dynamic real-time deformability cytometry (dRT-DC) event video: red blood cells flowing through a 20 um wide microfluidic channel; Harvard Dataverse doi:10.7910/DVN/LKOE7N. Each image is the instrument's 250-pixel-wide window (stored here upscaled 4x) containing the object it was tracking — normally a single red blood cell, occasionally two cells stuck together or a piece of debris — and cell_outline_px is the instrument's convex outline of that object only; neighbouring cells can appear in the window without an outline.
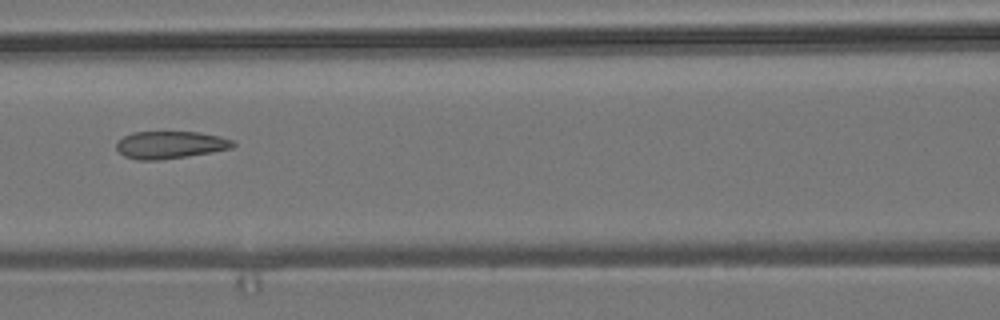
{"species": "common noctule bat (a hibernating species)", "species_latin": "Nyctalus noctula", "temperature_condition": "room temperature", "stored_images_in_passage": 8, "camera_frame_rate_fps": 3000, "um_per_image_px": 0.085, "animal": {"sex": "male", "body_mass_g": 19.2, "forearm_length_mm": 51.8}, "frame": {"image": 1, "passage_image": 6, "time_ms": 1.667, "image_size_px": [1000, 320], "cell_outline_px": [[236, 144], [232, 148], [212, 152], [188, 156], [160, 160], [136, 160], [124, 156], [116, 148], [116, 144], [124, 136], [132, 132], [200, 132], [220, 136], [232, 140]], "centroid_in_image_um": [14.48, 12.31], "position_along_channel_um": 152.1, "area_um2": 18.67}}
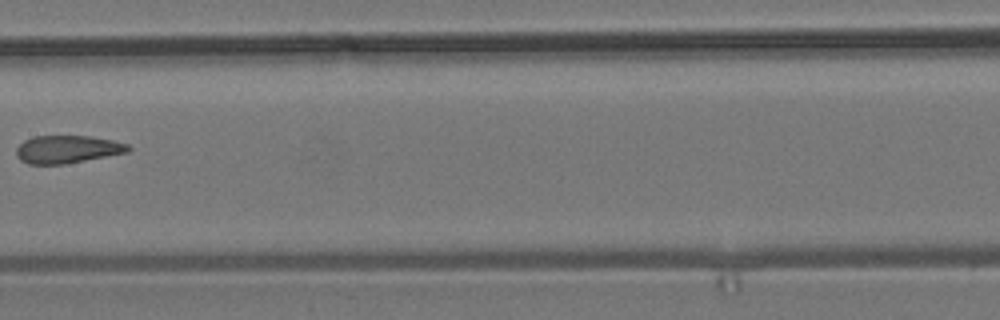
{"frame": {"image": 2, "passage_image": 7, "time_ms": 2.0, "image_size_px": [1000, 320], "cell_outline_px": [[132, 148], [128, 152], [64, 164], [28, 164], [20, 160], [16, 156], [16, 148], [24, 140], [32, 136], [92, 136], [112, 140], [128, 144]], "centroid_in_image_um": [5.71, 12.68], "position_along_channel_um": 201.7, "area_um2": 18.15}}
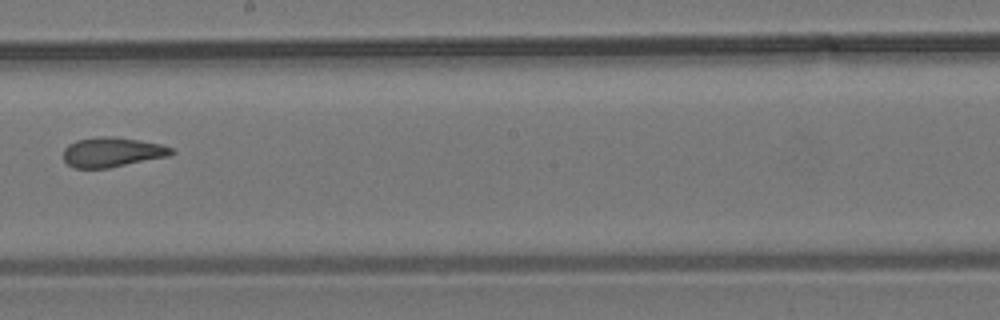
{"frame": {"image": 3, "passage_image": 8, "time_ms": 2.333, "image_size_px": [1000, 320], "cell_outline_px": [[176, 152], [168, 156], [108, 168], [76, 168], [68, 164], [64, 160], [64, 148], [68, 144], [76, 140], [104, 136], [112, 136], [160, 144], [172, 148]], "centroid_in_image_um": [9.52, 12.93], "position_along_channel_um": 238.7, "area_um2": 18.5}}